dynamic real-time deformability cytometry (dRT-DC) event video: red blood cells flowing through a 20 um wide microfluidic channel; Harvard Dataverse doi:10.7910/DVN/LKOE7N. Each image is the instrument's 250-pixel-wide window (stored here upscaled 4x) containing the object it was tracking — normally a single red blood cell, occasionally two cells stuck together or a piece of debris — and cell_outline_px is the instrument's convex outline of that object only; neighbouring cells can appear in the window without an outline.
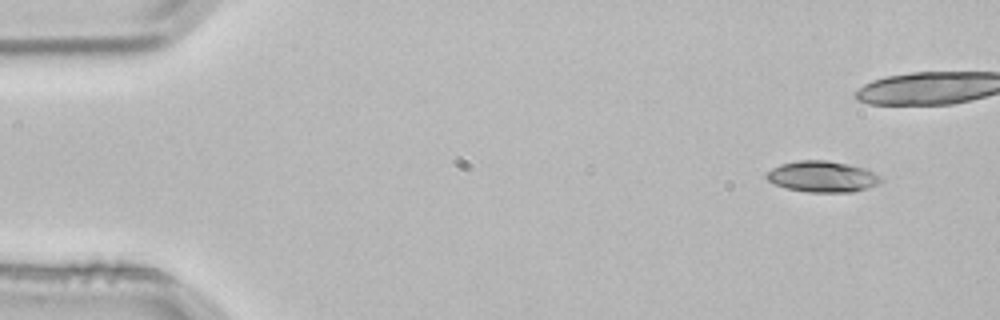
{"species": "common noctule bat (a hibernating species)", "species_latin": "Nyctalus noctula", "temperature_condition": "room temperature", "stored_images_in_passage": 4, "camera_frame_rate_fps": 3000, "um_per_image_px": 0.085, "animal": {"sex": "male", "body_mass_g": 21.5, "forearm_length_mm": 52.0}, "frame": {"image": 1, "passage_image": 1, "time_ms": 0.0, "image_size_px": [1000, 320], "cell_outline_px": [[884, 180], [880, 184], [868, 188], [852, 192], [808, 192], [788, 188], [776, 184], [768, 180], [764, 176], [772, 168], [780, 164], [800, 160], [824, 160], [848, 164], [864, 168], [880, 176]], "centroid_in_image_um": [69.93, 15.01], "position_along_channel_um": 15.1, "area_um2": 20.63}}